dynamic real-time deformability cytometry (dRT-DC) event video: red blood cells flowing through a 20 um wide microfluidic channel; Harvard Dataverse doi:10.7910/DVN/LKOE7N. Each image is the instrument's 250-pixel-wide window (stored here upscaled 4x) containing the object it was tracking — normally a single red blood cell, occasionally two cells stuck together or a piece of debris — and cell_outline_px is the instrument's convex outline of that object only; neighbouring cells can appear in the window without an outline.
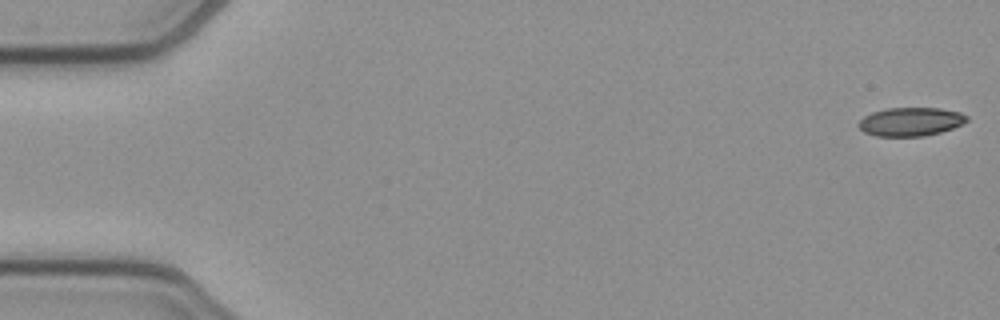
{"species": "common noctule bat (a hibernating species)", "species_latin": "Nyctalus noctula", "temperature_condition": "cold", "stored_images_in_passage": 14, "camera_frame_rate_fps": 3000, "um_per_image_px": 0.085, "animal": {"sex": "female", "body_mass_g": 21.9}, "frame": {"image": 1, "passage_image": 1, "time_ms": 0.0, "image_size_px": [1000, 320], "cell_outline_px": [[968, 120], [964, 124], [940, 132], [924, 136], [876, 136], [864, 132], [856, 124], [864, 116], [872, 112], [884, 108], [940, 108], [960, 112], [968, 116]], "centroid_in_image_um": [77.4, 10.34], "position_along_channel_um": 7.6, "area_um2": 18.15}}
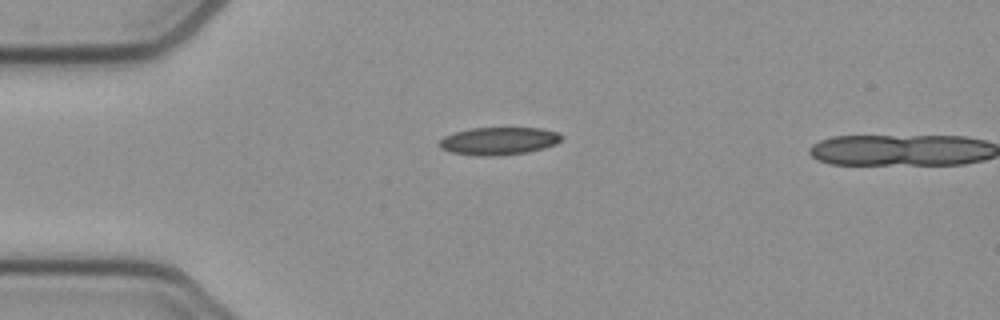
{"frame": {"image": 2, "passage_image": 13, "time_ms": 4.0, "image_size_px": [1000, 320], "cell_outline_px": [[564, 136], [556, 144], [544, 148], [528, 152], [500, 156], [476, 156], [452, 152], [440, 148], [436, 144], [444, 136], [456, 132], [472, 128], [540, 128], [560, 132]], "centroid_in_image_um": [42.41, 11.99], "position_along_channel_um": 42.6, "area_um2": 19.94}}